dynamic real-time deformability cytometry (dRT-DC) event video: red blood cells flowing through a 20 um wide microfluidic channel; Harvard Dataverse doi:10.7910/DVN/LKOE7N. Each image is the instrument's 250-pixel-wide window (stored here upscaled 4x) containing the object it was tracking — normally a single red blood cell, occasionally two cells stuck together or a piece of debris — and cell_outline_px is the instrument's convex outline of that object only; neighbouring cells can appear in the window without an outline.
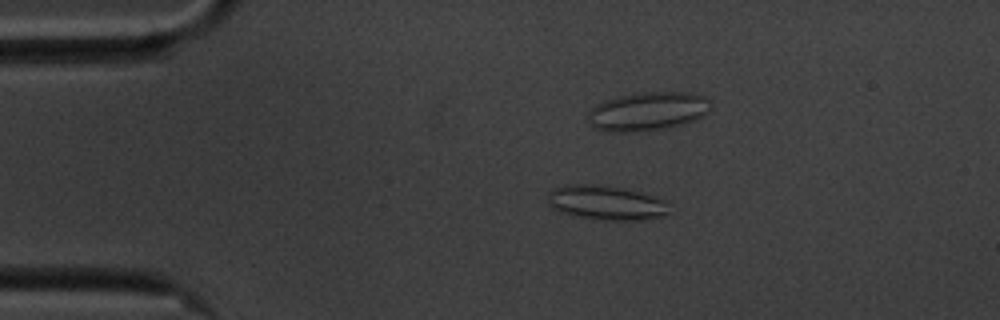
{"species": "common noctule bat (a hibernating species)", "species_latin": "Nyctalus noctula", "temperature_condition": "cold", "stored_images_in_passage": 51, "camera_frame_rate_fps": 3000, "um_per_image_px": 0.085, "animal": {"sex": "male", "body_mass_g": 20.1, "forearm_length_mm": 53.5}, "frame": {"image": 1, "passage_image": 5, "time_ms": 1.333, "image_size_px": [1000, 320], "cell_outline_px": [[668, 216], [644, 220], [604, 220], [576, 216], [560, 212], [552, 208], [548, 204], [548, 192], [552, 188], [568, 184], [596, 184], [624, 188], [640, 192], [668, 200]], "centroid_in_image_um": [51.54, 17.23], "position_along_channel_um": 33.5, "area_um2": 24.85}}
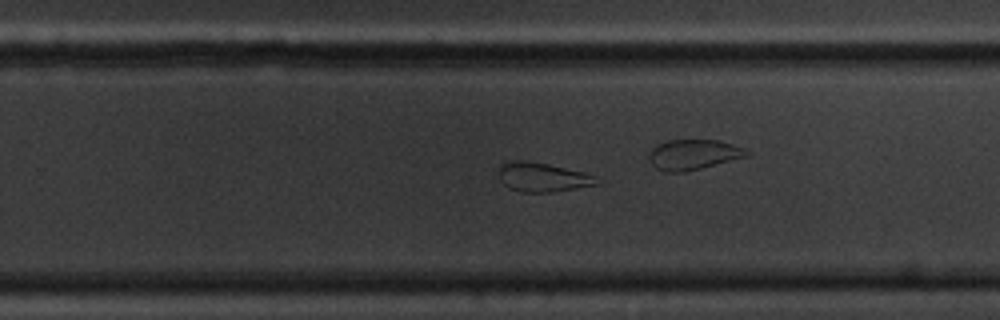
{"frame": {"image": 2, "passage_image": 30, "time_ms": 9.667, "image_size_px": [1000, 320], "cell_outline_px": [[604, 180], [600, 184], [552, 192], [520, 192], [508, 188], [500, 180], [500, 164], [504, 160], [524, 160], [548, 164], [584, 172], [596, 176]], "centroid_in_image_um": [46.15, 15.05], "position_along_channel_um": 283.7, "area_um2": 16.99}}
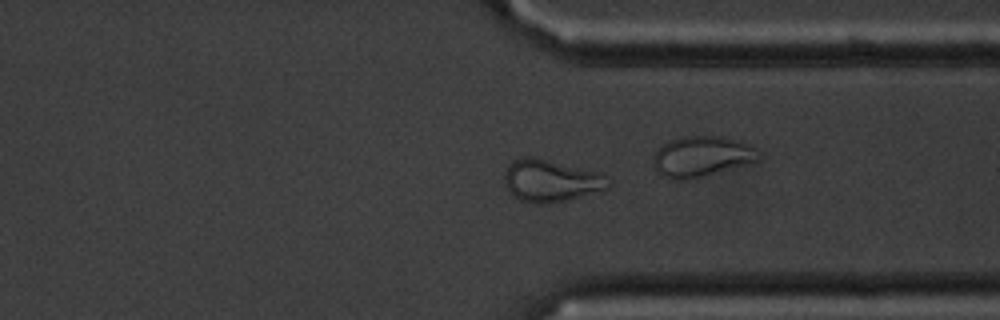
{"frame": {"image": 3, "passage_image": 37, "time_ms": 12.0, "image_size_px": [1000, 320], "cell_outline_px": [[608, 188], [564, 200], [536, 204], [532, 204], [520, 200], [512, 196], [508, 192], [504, 184], [504, 172], [508, 164], [512, 160], [524, 156], [536, 156], [596, 172], [604, 176], [608, 184]], "centroid_in_image_um": [46.69, 15.34], "position_along_channel_um": 364.7, "area_um2": 25.32}, "authors_computed_cell_mechanics": {"area_um2": 21.5016, "velocity_mm_per_s": 3.4814, "shape_relaxation_time_tau1_ms": null, "shape_relaxation_time_tau2_ms": 3.1545, "deformation_change_tau1": null, "deformation_change_tau2": 0.1177}}